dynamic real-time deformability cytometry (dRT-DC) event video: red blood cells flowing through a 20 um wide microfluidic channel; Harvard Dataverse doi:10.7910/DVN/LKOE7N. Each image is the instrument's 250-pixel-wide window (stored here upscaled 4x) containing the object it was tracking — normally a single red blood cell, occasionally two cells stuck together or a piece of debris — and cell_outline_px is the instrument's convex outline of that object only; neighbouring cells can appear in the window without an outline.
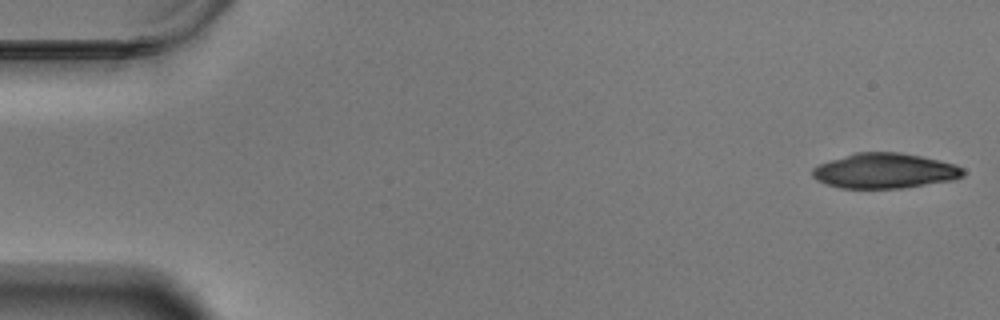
{"species": "Egyptian fruit bat (a non-hibernating species)", "species_latin": "Rousettus aegyptiacus", "temperature_condition": "warm", "stored_images_in_passage": 12, "camera_frame_rate_fps": 3000, "um_per_image_px": 0.085, "animal": {"sex": "male"}, "frame": {"image": 1, "passage_image": 1, "time_ms": 0.0, "image_size_px": [1000, 320], "cell_outline_px": [[964, 176], [952, 180], [900, 188], [840, 188], [816, 180], [812, 176], [812, 168], [820, 164], [856, 152], [900, 152], [920, 156], [956, 164], [964, 168]], "centroid_in_image_um": [75.21, 14.52], "position_along_channel_um": 9.8, "area_um2": 30.63}}